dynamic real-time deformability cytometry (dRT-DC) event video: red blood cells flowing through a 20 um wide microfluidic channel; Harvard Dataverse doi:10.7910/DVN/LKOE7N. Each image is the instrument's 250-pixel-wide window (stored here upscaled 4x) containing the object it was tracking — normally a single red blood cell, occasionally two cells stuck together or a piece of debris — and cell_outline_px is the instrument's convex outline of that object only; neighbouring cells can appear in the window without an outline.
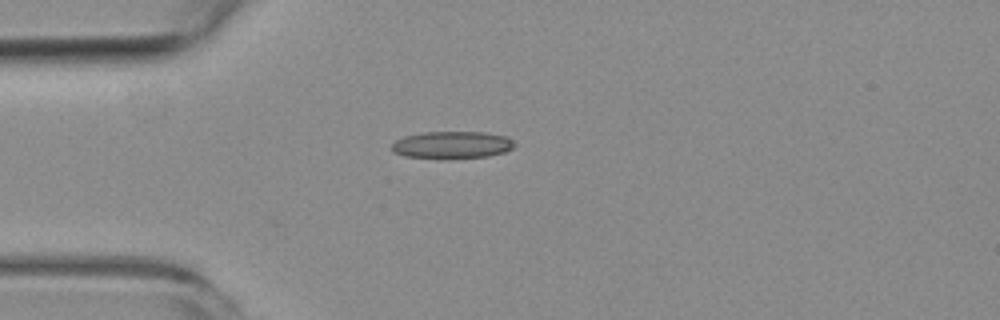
{"species": "common noctule bat (a hibernating species)", "species_latin": "Nyctalus noctula", "temperature_condition": "room temperature", "stored_images_in_passage": 1, "camera_frame_rate_fps": 3000, "um_per_image_px": 0.085, "animal": {"sex": "female", "body_mass_g": 19.3, "forearm_length_mm": 54.1}, "frame": {"image": 1, "passage_image": 1, "time_ms": 0.0, "image_size_px": [1000, 320], "cell_outline_px": [[516, 144], [512, 148], [504, 152], [488, 156], [448, 160], [440, 160], [404, 156], [392, 152], [392, 144], [396, 140], [404, 136], [424, 132], [484, 132], [508, 136]], "centroid_in_image_um": [38.41, 12.34], "position_along_channel_um": 46.6, "area_um2": 20.06}}